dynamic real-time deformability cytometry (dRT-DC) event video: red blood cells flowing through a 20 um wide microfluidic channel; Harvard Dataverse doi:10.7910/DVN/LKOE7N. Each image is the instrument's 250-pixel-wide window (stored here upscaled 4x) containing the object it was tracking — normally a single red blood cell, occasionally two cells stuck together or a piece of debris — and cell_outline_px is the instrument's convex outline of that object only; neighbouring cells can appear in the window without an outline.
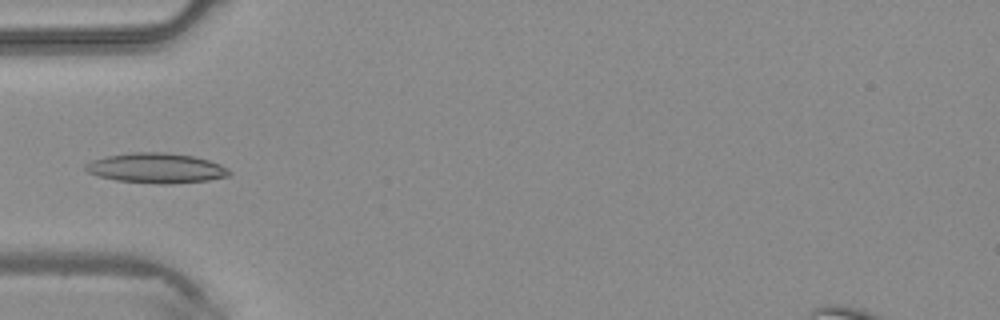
{"species": "common noctule bat (a hibernating species)", "species_latin": "Nyctalus noctula", "temperature_condition": "warm", "stored_images_in_passage": 31, "camera_frame_rate_fps": 3000, "um_per_image_px": 0.085, "animal": {"sex": "male", "body_mass_g": 20.4}, "frame": {"image": 1, "passage_image": 1, "time_ms": 0.0, "image_size_px": [1000, 320], "cell_outline_px": [[232, 172], [228, 176], [208, 180], [172, 184], [156, 184], [116, 180], [100, 176], [88, 172], [84, 168], [84, 164], [92, 160], [108, 156], [132, 152], [164, 152], [192, 156], [208, 160], [220, 164], [228, 168]], "centroid_in_image_um": [13.29, 14.29], "position_along_channel_um": 71.7, "area_um2": 25.09}}
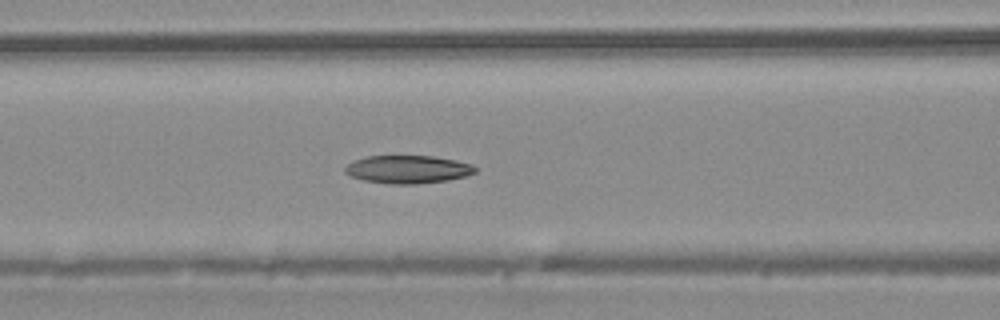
{"frame": {"image": 2, "passage_image": 5, "time_ms": 1.333, "image_size_px": [1000, 320], "cell_outline_px": [[476, 172], [464, 176], [448, 180], [416, 184], [392, 184], [364, 180], [352, 176], [344, 172], [344, 168], [348, 164], [356, 160], [368, 156], [432, 156], [456, 160], [472, 164], [476, 168]], "centroid_in_image_um": [34.68, 14.39], "position_along_channel_um": 131.9, "area_um2": 21.04}}
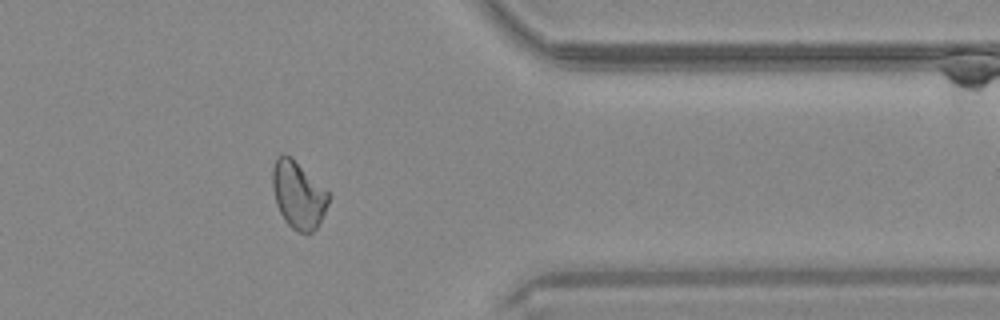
{"frame": {"image": 3, "passage_image": 23, "time_ms": 7.333, "image_size_px": [1000, 320], "cell_outline_px": [[332, 196], [320, 224], [308, 236], [292, 228], [284, 220], [276, 204], [272, 188], [272, 168], [276, 156], [280, 152], [284, 152], [292, 156]], "centroid_in_image_um": [25.35, 16.55], "position_along_channel_um": 386.0, "area_um2": 22.54}}